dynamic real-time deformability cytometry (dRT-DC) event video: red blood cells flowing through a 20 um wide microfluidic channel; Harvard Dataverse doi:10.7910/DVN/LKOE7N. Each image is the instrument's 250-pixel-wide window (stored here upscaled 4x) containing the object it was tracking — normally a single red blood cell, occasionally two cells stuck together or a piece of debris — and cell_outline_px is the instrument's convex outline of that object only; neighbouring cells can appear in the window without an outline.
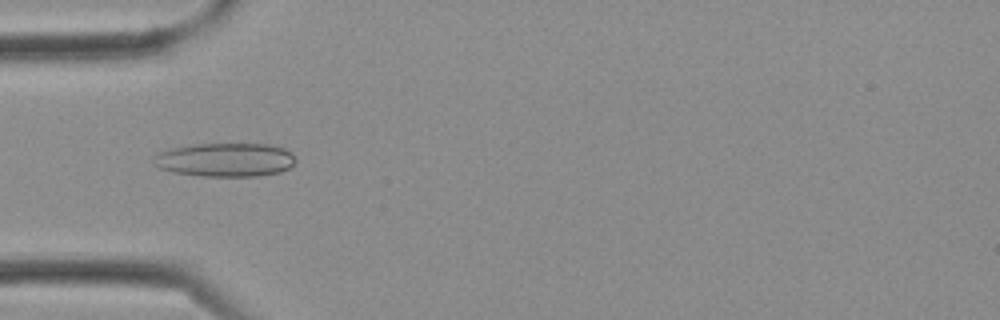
{"species": "Egyptian fruit bat (a non-hibernating species)", "species_latin": "Rousettus aegyptiacus", "temperature_condition": "cold", "stored_images_in_passage": 2, "camera_frame_rate_fps": 3000, "um_per_image_px": 0.085, "frame": {"image": 1, "passage_image": 2, "time_ms": 0.333, "image_size_px": [1000, 320], "cell_outline_px": [[296, 160], [288, 168], [280, 172], [256, 176], [200, 176], [176, 172], [160, 168], [156, 164], [156, 152], [172, 148], [196, 144], [268, 144], [284, 148]], "centroid_in_image_um": [19.16, 13.58], "position_along_channel_um": 65.8, "area_um2": 27.51}}